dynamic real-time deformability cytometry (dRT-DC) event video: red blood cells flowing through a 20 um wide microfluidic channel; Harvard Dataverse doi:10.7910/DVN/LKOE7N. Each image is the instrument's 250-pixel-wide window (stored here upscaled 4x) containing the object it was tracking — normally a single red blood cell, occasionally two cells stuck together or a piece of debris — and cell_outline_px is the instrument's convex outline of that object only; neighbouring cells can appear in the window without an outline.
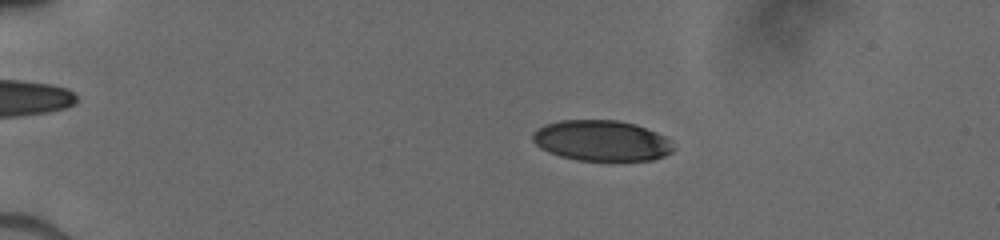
{"species": "human", "species_latin": "Homo sapiens", "temperature_condition": "cold", "stored_images_in_passage": 11, "camera_frame_rate_fps": 3000, "um_per_image_px": 0.085, "donor": {"sex": "male"}, "frame": {"image": 1, "passage_image": 7, "time_ms": 3.333, "image_size_px": [1000, 240], "cell_outline_px": [[676, 148], [672, 152], [664, 156], [652, 160], [608, 164], [576, 160], [560, 156], [548, 152], [540, 148], [532, 140], [532, 132], [536, 128], [544, 124], [560, 120], [616, 120], [636, 124], [656, 132], [672, 140]], "centroid_in_image_um": [51.16, 12.0], "position_along_channel_um": 33.8, "area_um2": 34.8}}
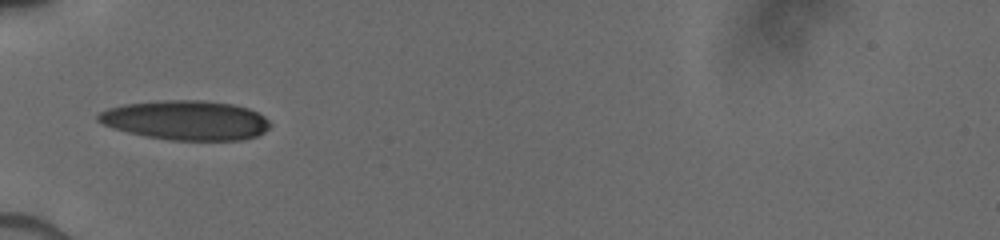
{"frame": {"image": 2, "passage_image": 10, "time_ms": 6.0, "image_size_px": [1000, 240], "cell_outline_px": [[272, 124], [264, 132], [256, 136], [244, 140], [172, 140], [144, 136], [112, 128], [96, 120], [96, 116], [100, 112], [108, 108], [124, 104], [168, 100], [196, 100], [232, 104], [248, 108], [264, 116]], "centroid_in_image_um": [15.8, 10.23], "position_along_channel_um": 69.2, "area_um2": 39.48}}
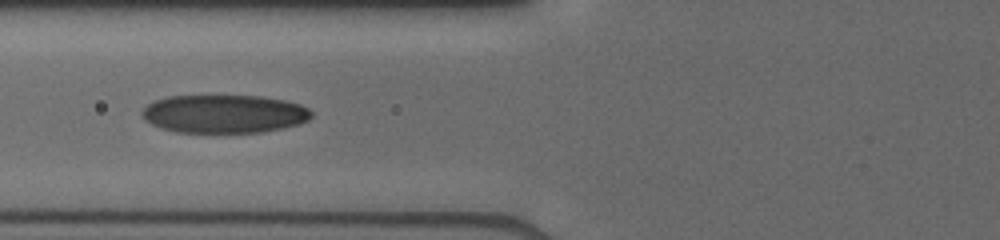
{"frame": {"image": 3, "passage_image": 11, "time_ms": 7.0, "image_size_px": [1000, 240], "cell_outline_px": [[312, 116], [308, 120], [300, 124], [284, 128], [264, 132], [176, 132], [160, 128], [144, 120], [140, 112], [148, 104], [156, 100], [168, 96], [260, 96], [284, 100], [300, 104], [308, 108], [312, 112]], "centroid_in_image_um": [19.06, 9.68], "position_along_channel_um": 106.7, "area_um2": 37.92}}